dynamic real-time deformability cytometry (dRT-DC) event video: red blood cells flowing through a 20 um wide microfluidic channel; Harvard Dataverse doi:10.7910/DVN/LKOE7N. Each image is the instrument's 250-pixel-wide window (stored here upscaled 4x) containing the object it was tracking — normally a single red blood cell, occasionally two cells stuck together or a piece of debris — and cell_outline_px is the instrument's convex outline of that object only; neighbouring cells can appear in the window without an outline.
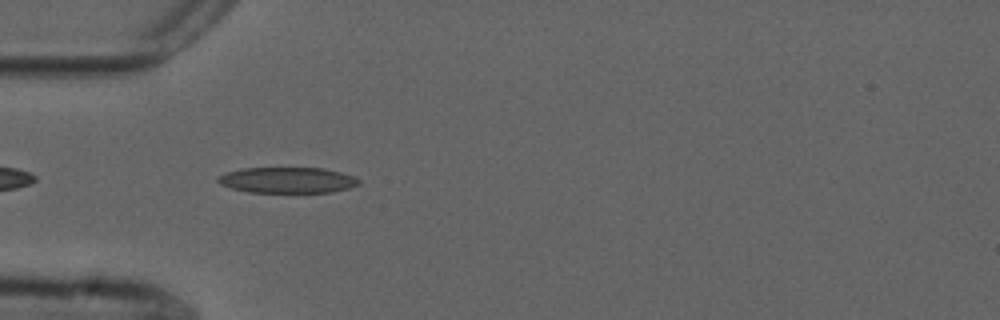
{"species": "common noctule bat (a hibernating species)", "species_latin": "Nyctalus noctula", "temperature_condition": "cold", "stored_images_in_passage": 33, "camera_frame_rate_fps": 3000, "um_per_image_px": 0.085, "animal": {"sex": "male", "forearm_length_mm": 52.5}, "frame": {"image": 1, "passage_image": 4, "time_ms": 1.0, "image_size_px": [1000, 320], "cell_outline_px": [[360, 184], [348, 188], [332, 192], [248, 192], [232, 188], [220, 184], [216, 180], [224, 172], [240, 168], [324, 168], [340, 172], [352, 176], [360, 180]], "centroid_in_image_um": [24.41, 15.3], "position_along_channel_um": 60.6, "area_um2": 21.15}}
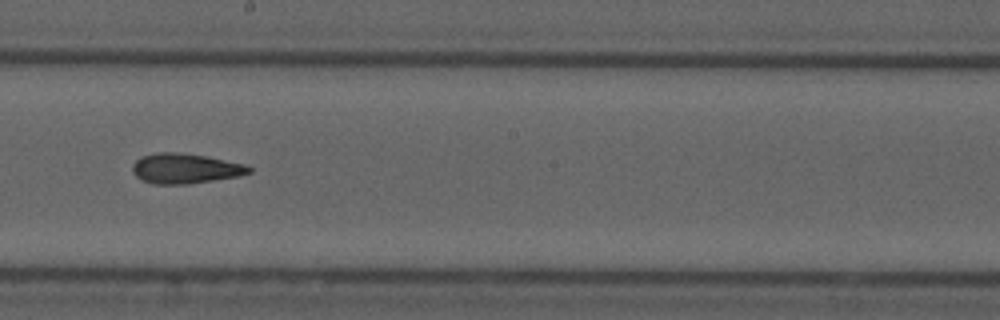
{"frame": {"image": 2, "passage_image": 18, "time_ms": 5.667, "image_size_px": [1000, 320], "cell_outline_px": [[252, 172], [240, 176], [188, 184], [152, 184], [140, 180], [132, 172], [132, 164], [140, 156], [156, 152], [176, 152], [204, 156], [244, 164], [252, 168]], "centroid_in_image_um": [15.7, 14.33], "position_along_channel_um": 232.5, "area_um2": 20.52}}
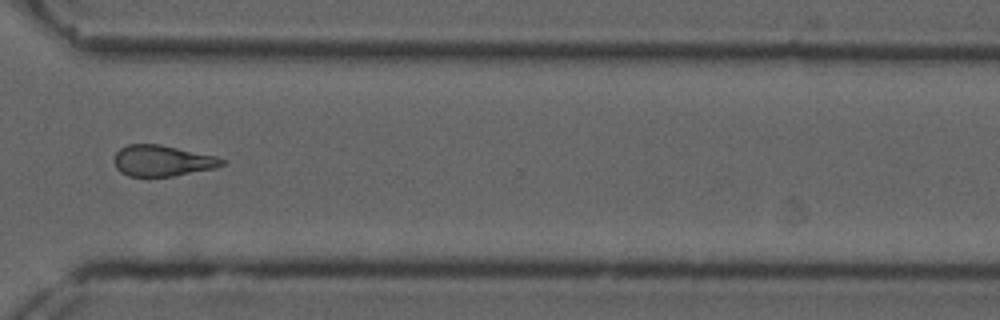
{"frame": {"image": 3, "passage_image": 28, "time_ms": 9.0, "image_size_px": [1000, 320], "cell_outline_px": [[228, 164], [216, 168], [172, 176], [128, 176], [120, 172], [116, 168], [112, 160], [116, 152], [120, 148], [128, 144], [160, 144], [216, 156], [224, 160]], "centroid_in_image_um": [13.79, 13.66], "position_along_channel_um": 356.8, "area_um2": 19.65}, "authors_computed_cell_mechanics": {"area_um2": 19.9988, "velocity_mm_per_s": 3.7321, "shape_relaxation_time_tau1_ms": null, "shape_relaxation_time_tau2_ms": 2.3958, "deformation_change_tau1": null, "deformation_change_tau2": 0.1063}}